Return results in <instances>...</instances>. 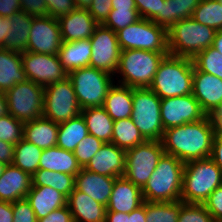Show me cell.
I'll return each mask as SVG.
<instances>
[{
  "instance_id": "6da1fadb",
  "label": "cell",
  "mask_w": 222,
  "mask_h": 222,
  "mask_svg": "<svg viewBox=\"0 0 222 222\" xmlns=\"http://www.w3.org/2000/svg\"><path fill=\"white\" fill-rule=\"evenodd\" d=\"M214 136L213 124L207 115L202 120L164 130L162 144L166 154L186 163L209 158Z\"/></svg>"
},
{
  "instance_id": "7a4b0ae2",
  "label": "cell",
  "mask_w": 222,
  "mask_h": 222,
  "mask_svg": "<svg viewBox=\"0 0 222 222\" xmlns=\"http://www.w3.org/2000/svg\"><path fill=\"white\" fill-rule=\"evenodd\" d=\"M194 63L192 58L166 55L149 89L160 99L192 93Z\"/></svg>"
},
{
  "instance_id": "3957f363",
  "label": "cell",
  "mask_w": 222,
  "mask_h": 222,
  "mask_svg": "<svg viewBox=\"0 0 222 222\" xmlns=\"http://www.w3.org/2000/svg\"><path fill=\"white\" fill-rule=\"evenodd\" d=\"M184 162L164 153L150 179L142 188L144 201L173 202L181 200Z\"/></svg>"
},
{
  "instance_id": "277c9868",
  "label": "cell",
  "mask_w": 222,
  "mask_h": 222,
  "mask_svg": "<svg viewBox=\"0 0 222 222\" xmlns=\"http://www.w3.org/2000/svg\"><path fill=\"white\" fill-rule=\"evenodd\" d=\"M222 184V171L209 157L184 164L181 201L203 204Z\"/></svg>"
},
{
  "instance_id": "5b68a950",
  "label": "cell",
  "mask_w": 222,
  "mask_h": 222,
  "mask_svg": "<svg viewBox=\"0 0 222 222\" xmlns=\"http://www.w3.org/2000/svg\"><path fill=\"white\" fill-rule=\"evenodd\" d=\"M216 32L192 17L184 18L167 30L168 52L170 55L193 59L199 52L212 46Z\"/></svg>"
},
{
  "instance_id": "8992f818",
  "label": "cell",
  "mask_w": 222,
  "mask_h": 222,
  "mask_svg": "<svg viewBox=\"0 0 222 222\" xmlns=\"http://www.w3.org/2000/svg\"><path fill=\"white\" fill-rule=\"evenodd\" d=\"M169 52L127 49L120 52L117 83L132 88H149L157 69Z\"/></svg>"
},
{
  "instance_id": "52a82bcc",
  "label": "cell",
  "mask_w": 222,
  "mask_h": 222,
  "mask_svg": "<svg viewBox=\"0 0 222 222\" xmlns=\"http://www.w3.org/2000/svg\"><path fill=\"white\" fill-rule=\"evenodd\" d=\"M68 78L81 109L103 106L110 87L116 82L110 73L91 66L73 70Z\"/></svg>"
},
{
  "instance_id": "ba28073f",
  "label": "cell",
  "mask_w": 222,
  "mask_h": 222,
  "mask_svg": "<svg viewBox=\"0 0 222 222\" xmlns=\"http://www.w3.org/2000/svg\"><path fill=\"white\" fill-rule=\"evenodd\" d=\"M131 119L146 140L162 141L161 99L149 88H133Z\"/></svg>"
},
{
  "instance_id": "9c48e42d",
  "label": "cell",
  "mask_w": 222,
  "mask_h": 222,
  "mask_svg": "<svg viewBox=\"0 0 222 222\" xmlns=\"http://www.w3.org/2000/svg\"><path fill=\"white\" fill-rule=\"evenodd\" d=\"M117 39L121 51L140 49L168 52L167 29L144 18H140L135 23L119 30Z\"/></svg>"
},
{
  "instance_id": "30bf717a",
  "label": "cell",
  "mask_w": 222,
  "mask_h": 222,
  "mask_svg": "<svg viewBox=\"0 0 222 222\" xmlns=\"http://www.w3.org/2000/svg\"><path fill=\"white\" fill-rule=\"evenodd\" d=\"M162 141L146 140L126 150L124 177L141 189L150 179L164 154Z\"/></svg>"
},
{
  "instance_id": "8fae6325",
  "label": "cell",
  "mask_w": 222,
  "mask_h": 222,
  "mask_svg": "<svg viewBox=\"0 0 222 222\" xmlns=\"http://www.w3.org/2000/svg\"><path fill=\"white\" fill-rule=\"evenodd\" d=\"M9 114L22 122L43 116L44 87L30 80L15 84L6 93Z\"/></svg>"
},
{
  "instance_id": "7c38bea8",
  "label": "cell",
  "mask_w": 222,
  "mask_h": 222,
  "mask_svg": "<svg viewBox=\"0 0 222 222\" xmlns=\"http://www.w3.org/2000/svg\"><path fill=\"white\" fill-rule=\"evenodd\" d=\"M81 110L68 77L44 87V118L60 124L77 117Z\"/></svg>"
},
{
  "instance_id": "4fadbf2b",
  "label": "cell",
  "mask_w": 222,
  "mask_h": 222,
  "mask_svg": "<svg viewBox=\"0 0 222 222\" xmlns=\"http://www.w3.org/2000/svg\"><path fill=\"white\" fill-rule=\"evenodd\" d=\"M89 39L92 45L90 66L115 77L121 52L117 33L103 24H99Z\"/></svg>"
},
{
  "instance_id": "5bb4252c",
  "label": "cell",
  "mask_w": 222,
  "mask_h": 222,
  "mask_svg": "<svg viewBox=\"0 0 222 222\" xmlns=\"http://www.w3.org/2000/svg\"><path fill=\"white\" fill-rule=\"evenodd\" d=\"M23 68L27 80L46 87L68 77L58 55L21 52Z\"/></svg>"
},
{
  "instance_id": "9a60e30c",
  "label": "cell",
  "mask_w": 222,
  "mask_h": 222,
  "mask_svg": "<svg viewBox=\"0 0 222 222\" xmlns=\"http://www.w3.org/2000/svg\"><path fill=\"white\" fill-rule=\"evenodd\" d=\"M207 115L194 95L161 99V121L164 130L202 120Z\"/></svg>"
},
{
  "instance_id": "2e32d148",
  "label": "cell",
  "mask_w": 222,
  "mask_h": 222,
  "mask_svg": "<svg viewBox=\"0 0 222 222\" xmlns=\"http://www.w3.org/2000/svg\"><path fill=\"white\" fill-rule=\"evenodd\" d=\"M26 51L58 55L62 37L58 20L51 16L33 17Z\"/></svg>"
},
{
  "instance_id": "e0dca14e",
  "label": "cell",
  "mask_w": 222,
  "mask_h": 222,
  "mask_svg": "<svg viewBox=\"0 0 222 222\" xmlns=\"http://www.w3.org/2000/svg\"><path fill=\"white\" fill-rule=\"evenodd\" d=\"M192 94L206 115H210L222 106V79L194 66Z\"/></svg>"
},
{
  "instance_id": "ac0fdd59",
  "label": "cell",
  "mask_w": 222,
  "mask_h": 222,
  "mask_svg": "<svg viewBox=\"0 0 222 222\" xmlns=\"http://www.w3.org/2000/svg\"><path fill=\"white\" fill-rule=\"evenodd\" d=\"M126 151L113 143H105L84 169L108 177H121L125 172Z\"/></svg>"
},
{
  "instance_id": "d6986e66",
  "label": "cell",
  "mask_w": 222,
  "mask_h": 222,
  "mask_svg": "<svg viewBox=\"0 0 222 222\" xmlns=\"http://www.w3.org/2000/svg\"><path fill=\"white\" fill-rule=\"evenodd\" d=\"M63 42L89 39L99 25L87 9H76L58 19Z\"/></svg>"
},
{
  "instance_id": "ffe728a7",
  "label": "cell",
  "mask_w": 222,
  "mask_h": 222,
  "mask_svg": "<svg viewBox=\"0 0 222 222\" xmlns=\"http://www.w3.org/2000/svg\"><path fill=\"white\" fill-rule=\"evenodd\" d=\"M142 189L124 176L116 177L106 211L130 213L143 204Z\"/></svg>"
},
{
  "instance_id": "44dd1931",
  "label": "cell",
  "mask_w": 222,
  "mask_h": 222,
  "mask_svg": "<svg viewBox=\"0 0 222 222\" xmlns=\"http://www.w3.org/2000/svg\"><path fill=\"white\" fill-rule=\"evenodd\" d=\"M32 187V176L13 164L6 165L0 176V201L13 203L25 199Z\"/></svg>"
},
{
  "instance_id": "7402d4cb",
  "label": "cell",
  "mask_w": 222,
  "mask_h": 222,
  "mask_svg": "<svg viewBox=\"0 0 222 222\" xmlns=\"http://www.w3.org/2000/svg\"><path fill=\"white\" fill-rule=\"evenodd\" d=\"M116 177H108L82 168L75 176V189L107 206Z\"/></svg>"
},
{
  "instance_id": "603a6c76",
  "label": "cell",
  "mask_w": 222,
  "mask_h": 222,
  "mask_svg": "<svg viewBox=\"0 0 222 222\" xmlns=\"http://www.w3.org/2000/svg\"><path fill=\"white\" fill-rule=\"evenodd\" d=\"M74 222H105L106 206L74 189L67 199Z\"/></svg>"
},
{
  "instance_id": "cb8c5ba5",
  "label": "cell",
  "mask_w": 222,
  "mask_h": 222,
  "mask_svg": "<svg viewBox=\"0 0 222 222\" xmlns=\"http://www.w3.org/2000/svg\"><path fill=\"white\" fill-rule=\"evenodd\" d=\"M37 220L67 205V197L52 187L32 186L26 196Z\"/></svg>"
},
{
  "instance_id": "d4e9b609",
  "label": "cell",
  "mask_w": 222,
  "mask_h": 222,
  "mask_svg": "<svg viewBox=\"0 0 222 222\" xmlns=\"http://www.w3.org/2000/svg\"><path fill=\"white\" fill-rule=\"evenodd\" d=\"M26 80L21 52L0 48V92Z\"/></svg>"
},
{
  "instance_id": "484cf974",
  "label": "cell",
  "mask_w": 222,
  "mask_h": 222,
  "mask_svg": "<svg viewBox=\"0 0 222 222\" xmlns=\"http://www.w3.org/2000/svg\"><path fill=\"white\" fill-rule=\"evenodd\" d=\"M58 124L43 116L24 123L23 139L42 150L56 146Z\"/></svg>"
},
{
  "instance_id": "4316f807",
  "label": "cell",
  "mask_w": 222,
  "mask_h": 222,
  "mask_svg": "<svg viewBox=\"0 0 222 222\" xmlns=\"http://www.w3.org/2000/svg\"><path fill=\"white\" fill-rule=\"evenodd\" d=\"M103 107L114 121L131 117L133 88L119 83L113 84L107 93Z\"/></svg>"
},
{
  "instance_id": "83f0119b",
  "label": "cell",
  "mask_w": 222,
  "mask_h": 222,
  "mask_svg": "<svg viewBox=\"0 0 222 222\" xmlns=\"http://www.w3.org/2000/svg\"><path fill=\"white\" fill-rule=\"evenodd\" d=\"M92 45L90 39L62 42L58 56L67 73L90 66Z\"/></svg>"
},
{
  "instance_id": "f1b7e54d",
  "label": "cell",
  "mask_w": 222,
  "mask_h": 222,
  "mask_svg": "<svg viewBox=\"0 0 222 222\" xmlns=\"http://www.w3.org/2000/svg\"><path fill=\"white\" fill-rule=\"evenodd\" d=\"M39 169L63 172L76 176L82 168L78 164L72 151L54 146L42 151Z\"/></svg>"
},
{
  "instance_id": "f546056e",
  "label": "cell",
  "mask_w": 222,
  "mask_h": 222,
  "mask_svg": "<svg viewBox=\"0 0 222 222\" xmlns=\"http://www.w3.org/2000/svg\"><path fill=\"white\" fill-rule=\"evenodd\" d=\"M8 18L11 23V28L8 29L3 49L25 52L29 41L33 17L19 10Z\"/></svg>"
},
{
  "instance_id": "4dcf8cb0",
  "label": "cell",
  "mask_w": 222,
  "mask_h": 222,
  "mask_svg": "<svg viewBox=\"0 0 222 222\" xmlns=\"http://www.w3.org/2000/svg\"><path fill=\"white\" fill-rule=\"evenodd\" d=\"M201 0H164L161 13L152 21L167 30L176 22L193 16Z\"/></svg>"
},
{
  "instance_id": "1f68e13d",
  "label": "cell",
  "mask_w": 222,
  "mask_h": 222,
  "mask_svg": "<svg viewBox=\"0 0 222 222\" xmlns=\"http://www.w3.org/2000/svg\"><path fill=\"white\" fill-rule=\"evenodd\" d=\"M81 115L90 135L104 143H111L114 120L103 106L82 109Z\"/></svg>"
},
{
  "instance_id": "d6a6232c",
  "label": "cell",
  "mask_w": 222,
  "mask_h": 222,
  "mask_svg": "<svg viewBox=\"0 0 222 222\" xmlns=\"http://www.w3.org/2000/svg\"><path fill=\"white\" fill-rule=\"evenodd\" d=\"M58 128L56 146L72 152L79 142L89 134L81 114L58 124Z\"/></svg>"
},
{
  "instance_id": "836d02e7",
  "label": "cell",
  "mask_w": 222,
  "mask_h": 222,
  "mask_svg": "<svg viewBox=\"0 0 222 222\" xmlns=\"http://www.w3.org/2000/svg\"><path fill=\"white\" fill-rule=\"evenodd\" d=\"M32 186L52 187L68 198L75 189V176L63 172L38 169L32 175Z\"/></svg>"
},
{
  "instance_id": "e575fe53",
  "label": "cell",
  "mask_w": 222,
  "mask_h": 222,
  "mask_svg": "<svg viewBox=\"0 0 222 222\" xmlns=\"http://www.w3.org/2000/svg\"><path fill=\"white\" fill-rule=\"evenodd\" d=\"M145 141L131 117L114 121L111 143L117 147L126 151Z\"/></svg>"
},
{
  "instance_id": "d590c367",
  "label": "cell",
  "mask_w": 222,
  "mask_h": 222,
  "mask_svg": "<svg viewBox=\"0 0 222 222\" xmlns=\"http://www.w3.org/2000/svg\"><path fill=\"white\" fill-rule=\"evenodd\" d=\"M42 149L21 139L14 149L13 165L31 176L39 169Z\"/></svg>"
},
{
  "instance_id": "8d00e7d4",
  "label": "cell",
  "mask_w": 222,
  "mask_h": 222,
  "mask_svg": "<svg viewBox=\"0 0 222 222\" xmlns=\"http://www.w3.org/2000/svg\"><path fill=\"white\" fill-rule=\"evenodd\" d=\"M181 200L173 202L145 201L146 222H177Z\"/></svg>"
},
{
  "instance_id": "74e56055",
  "label": "cell",
  "mask_w": 222,
  "mask_h": 222,
  "mask_svg": "<svg viewBox=\"0 0 222 222\" xmlns=\"http://www.w3.org/2000/svg\"><path fill=\"white\" fill-rule=\"evenodd\" d=\"M192 18L200 24L222 29V3L219 0H201Z\"/></svg>"
},
{
  "instance_id": "f35d334b",
  "label": "cell",
  "mask_w": 222,
  "mask_h": 222,
  "mask_svg": "<svg viewBox=\"0 0 222 222\" xmlns=\"http://www.w3.org/2000/svg\"><path fill=\"white\" fill-rule=\"evenodd\" d=\"M193 63L199 71L215 75L222 79V55L212 46L199 52L193 58Z\"/></svg>"
},
{
  "instance_id": "ab89813d",
  "label": "cell",
  "mask_w": 222,
  "mask_h": 222,
  "mask_svg": "<svg viewBox=\"0 0 222 222\" xmlns=\"http://www.w3.org/2000/svg\"><path fill=\"white\" fill-rule=\"evenodd\" d=\"M24 122L11 114L0 117V140L16 145L23 139Z\"/></svg>"
},
{
  "instance_id": "60d3db41",
  "label": "cell",
  "mask_w": 222,
  "mask_h": 222,
  "mask_svg": "<svg viewBox=\"0 0 222 222\" xmlns=\"http://www.w3.org/2000/svg\"><path fill=\"white\" fill-rule=\"evenodd\" d=\"M104 144L102 140L90 134L79 142L73 153L81 168H84L89 163Z\"/></svg>"
},
{
  "instance_id": "b9f144b4",
  "label": "cell",
  "mask_w": 222,
  "mask_h": 222,
  "mask_svg": "<svg viewBox=\"0 0 222 222\" xmlns=\"http://www.w3.org/2000/svg\"><path fill=\"white\" fill-rule=\"evenodd\" d=\"M140 19L137 10L118 9L111 10L108 18L103 23L104 26L110 28L117 33L119 30L135 23Z\"/></svg>"
},
{
  "instance_id": "7bdbcfd3",
  "label": "cell",
  "mask_w": 222,
  "mask_h": 222,
  "mask_svg": "<svg viewBox=\"0 0 222 222\" xmlns=\"http://www.w3.org/2000/svg\"><path fill=\"white\" fill-rule=\"evenodd\" d=\"M177 222H214V220L203 204L181 201Z\"/></svg>"
},
{
  "instance_id": "ee69618b",
  "label": "cell",
  "mask_w": 222,
  "mask_h": 222,
  "mask_svg": "<svg viewBox=\"0 0 222 222\" xmlns=\"http://www.w3.org/2000/svg\"><path fill=\"white\" fill-rule=\"evenodd\" d=\"M13 222H38L36 215L27 199L12 203Z\"/></svg>"
},
{
  "instance_id": "f6af8a7d",
  "label": "cell",
  "mask_w": 222,
  "mask_h": 222,
  "mask_svg": "<svg viewBox=\"0 0 222 222\" xmlns=\"http://www.w3.org/2000/svg\"><path fill=\"white\" fill-rule=\"evenodd\" d=\"M48 16L59 19L77 9L74 0H45Z\"/></svg>"
},
{
  "instance_id": "bcb514c9",
  "label": "cell",
  "mask_w": 222,
  "mask_h": 222,
  "mask_svg": "<svg viewBox=\"0 0 222 222\" xmlns=\"http://www.w3.org/2000/svg\"><path fill=\"white\" fill-rule=\"evenodd\" d=\"M140 18L153 20L161 13L162 2L164 0H134Z\"/></svg>"
},
{
  "instance_id": "7dc6e473",
  "label": "cell",
  "mask_w": 222,
  "mask_h": 222,
  "mask_svg": "<svg viewBox=\"0 0 222 222\" xmlns=\"http://www.w3.org/2000/svg\"><path fill=\"white\" fill-rule=\"evenodd\" d=\"M203 205L212 215L214 222L222 220V184L208 196Z\"/></svg>"
},
{
  "instance_id": "c3c4849f",
  "label": "cell",
  "mask_w": 222,
  "mask_h": 222,
  "mask_svg": "<svg viewBox=\"0 0 222 222\" xmlns=\"http://www.w3.org/2000/svg\"><path fill=\"white\" fill-rule=\"evenodd\" d=\"M87 10L98 24H103L112 10V0H92Z\"/></svg>"
},
{
  "instance_id": "681fc988",
  "label": "cell",
  "mask_w": 222,
  "mask_h": 222,
  "mask_svg": "<svg viewBox=\"0 0 222 222\" xmlns=\"http://www.w3.org/2000/svg\"><path fill=\"white\" fill-rule=\"evenodd\" d=\"M23 12L32 17L48 16V9L45 0H19Z\"/></svg>"
},
{
  "instance_id": "f907efd6",
  "label": "cell",
  "mask_w": 222,
  "mask_h": 222,
  "mask_svg": "<svg viewBox=\"0 0 222 222\" xmlns=\"http://www.w3.org/2000/svg\"><path fill=\"white\" fill-rule=\"evenodd\" d=\"M38 222H74L68 205L56 209L46 217L38 219Z\"/></svg>"
},
{
  "instance_id": "816d5d0a",
  "label": "cell",
  "mask_w": 222,
  "mask_h": 222,
  "mask_svg": "<svg viewBox=\"0 0 222 222\" xmlns=\"http://www.w3.org/2000/svg\"><path fill=\"white\" fill-rule=\"evenodd\" d=\"M21 10L19 0H0V16L8 18Z\"/></svg>"
},
{
  "instance_id": "f5cc1de1",
  "label": "cell",
  "mask_w": 222,
  "mask_h": 222,
  "mask_svg": "<svg viewBox=\"0 0 222 222\" xmlns=\"http://www.w3.org/2000/svg\"><path fill=\"white\" fill-rule=\"evenodd\" d=\"M15 145L0 140V162L5 165L13 163Z\"/></svg>"
},
{
  "instance_id": "db71d44e",
  "label": "cell",
  "mask_w": 222,
  "mask_h": 222,
  "mask_svg": "<svg viewBox=\"0 0 222 222\" xmlns=\"http://www.w3.org/2000/svg\"><path fill=\"white\" fill-rule=\"evenodd\" d=\"M210 158L222 171V138L214 136Z\"/></svg>"
},
{
  "instance_id": "11a10c76",
  "label": "cell",
  "mask_w": 222,
  "mask_h": 222,
  "mask_svg": "<svg viewBox=\"0 0 222 222\" xmlns=\"http://www.w3.org/2000/svg\"><path fill=\"white\" fill-rule=\"evenodd\" d=\"M214 134L217 138H222V108L215 109L210 115Z\"/></svg>"
},
{
  "instance_id": "9f6ffc18",
  "label": "cell",
  "mask_w": 222,
  "mask_h": 222,
  "mask_svg": "<svg viewBox=\"0 0 222 222\" xmlns=\"http://www.w3.org/2000/svg\"><path fill=\"white\" fill-rule=\"evenodd\" d=\"M12 203L0 201V222H13Z\"/></svg>"
},
{
  "instance_id": "6f0895ef",
  "label": "cell",
  "mask_w": 222,
  "mask_h": 222,
  "mask_svg": "<svg viewBox=\"0 0 222 222\" xmlns=\"http://www.w3.org/2000/svg\"><path fill=\"white\" fill-rule=\"evenodd\" d=\"M128 222H146L145 201L141 206L129 213Z\"/></svg>"
},
{
  "instance_id": "680465c9",
  "label": "cell",
  "mask_w": 222,
  "mask_h": 222,
  "mask_svg": "<svg viewBox=\"0 0 222 222\" xmlns=\"http://www.w3.org/2000/svg\"><path fill=\"white\" fill-rule=\"evenodd\" d=\"M10 28H11V23L9 18L0 16V48H3L4 42L8 34V29Z\"/></svg>"
},
{
  "instance_id": "91938a15",
  "label": "cell",
  "mask_w": 222,
  "mask_h": 222,
  "mask_svg": "<svg viewBox=\"0 0 222 222\" xmlns=\"http://www.w3.org/2000/svg\"><path fill=\"white\" fill-rule=\"evenodd\" d=\"M129 213L106 211L105 222H128Z\"/></svg>"
},
{
  "instance_id": "94428289",
  "label": "cell",
  "mask_w": 222,
  "mask_h": 222,
  "mask_svg": "<svg viewBox=\"0 0 222 222\" xmlns=\"http://www.w3.org/2000/svg\"><path fill=\"white\" fill-rule=\"evenodd\" d=\"M118 9L137 10L134 0H112V10Z\"/></svg>"
},
{
  "instance_id": "6125c7cd",
  "label": "cell",
  "mask_w": 222,
  "mask_h": 222,
  "mask_svg": "<svg viewBox=\"0 0 222 222\" xmlns=\"http://www.w3.org/2000/svg\"><path fill=\"white\" fill-rule=\"evenodd\" d=\"M9 114L8 104L5 93L0 92V117Z\"/></svg>"
},
{
  "instance_id": "be15d7a7",
  "label": "cell",
  "mask_w": 222,
  "mask_h": 222,
  "mask_svg": "<svg viewBox=\"0 0 222 222\" xmlns=\"http://www.w3.org/2000/svg\"><path fill=\"white\" fill-rule=\"evenodd\" d=\"M212 47L222 55V29L216 32Z\"/></svg>"
},
{
  "instance_id": "e7e4bbea",
  "label": "cell",
  "mask_w": 222,
  "mask_h": 222,
  "mask_svg": "<svg viewBox=\"0 0 222 222\" xmlns=\"http://www.w3.org/2000/svg\"><path fill=\"white\" fill-rule=\"evenodd\" d=\"M78 9H88L92 0H74Z\"/></svg>"
},
{
  "instance_id": "03108f58",
  "label": "cell",
  "mask_w": 222,
  "mask_h": 222,
  "mask_svg": "<svg viewBox=\"0 0 222 222\" xmlns=\"http://www.w3.org/2000/svg\"><path fill=\"white\" fill-rule=\"evenodd\" d=\"M5 167H6V165L4 163L0 162V176L2 175Z\"/></svg>"
}]
</instances>
